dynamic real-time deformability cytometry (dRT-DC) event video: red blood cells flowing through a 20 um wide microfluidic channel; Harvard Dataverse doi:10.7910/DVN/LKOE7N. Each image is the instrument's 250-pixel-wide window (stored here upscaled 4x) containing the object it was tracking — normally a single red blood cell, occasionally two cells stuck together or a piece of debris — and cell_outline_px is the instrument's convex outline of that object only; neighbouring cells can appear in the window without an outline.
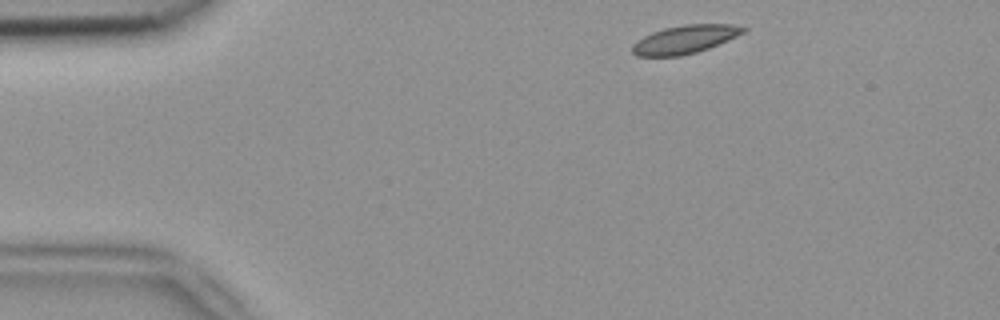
{"species": "common noctule bat (a hibernating species)", "species_latin": "Nyctalus noctula", "temperature_condition": "room temperature", "stored_images_in_passage": 3, "segment_of_instrument_passage": [1, 2], "camera_frame_rate_fps": 3000, "um_per_image_px": 0.085, "animal": {"sex": "female", "body_mass_g": 18.4}, "frame": {"image": 1, "passage_image": 1, "time_ms": 0.0, "image_size_px": [1000, 320], "cell_outline_px": [[748, 28], [744, 32], [728, 40], [708, 48], [696, 52], [680, 56], [636, 56], [632, 52], [632, 44], [636, 40], [652, 32], [664, 28], [684, 24], [732, 24]], "centroid_in_image_um": [58.19, 3.34], "position_along_channel_um": 26.8, "area_um2": 18.26}}